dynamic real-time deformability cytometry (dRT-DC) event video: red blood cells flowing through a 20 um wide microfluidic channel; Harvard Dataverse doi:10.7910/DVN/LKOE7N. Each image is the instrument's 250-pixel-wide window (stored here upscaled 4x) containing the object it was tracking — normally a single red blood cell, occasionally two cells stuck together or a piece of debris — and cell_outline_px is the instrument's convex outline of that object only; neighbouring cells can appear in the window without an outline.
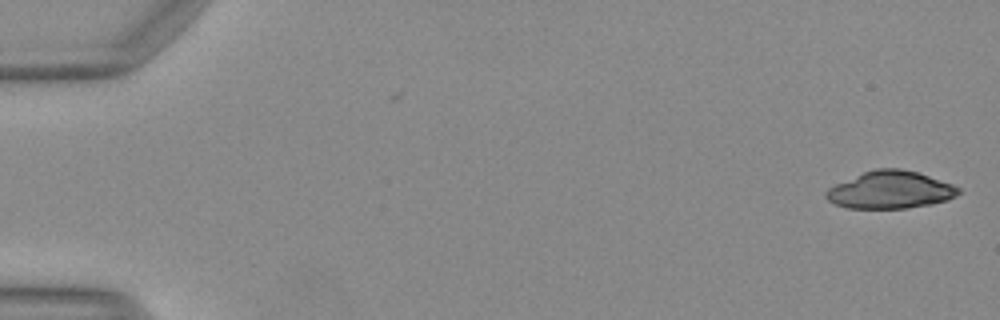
{"species": "Egyptian fruit bat (a non-hibernating species)", "species_latin": "Rousettus aegyptiacus", "temperature_condition": "warm", "stored_images_in_passage": 49, "camera_frame_rate_fps": 3000, "um_per_image_px": 0.085, "animal": {"sex": "female"}, "frame": {"image": 1, "passage_image": 1, "time_ms": 0.0, "image_size_px": [1000, 320], "cell_outline_px": [[960, 192], [956, 196], [948, 200], [932, 204], [908, 208], [848, 208], [836, 204], [828, 200], [824, 196], [824, 192], [828, 188], [836, 184], [864, 172], [876, 168], [900, 168], [916, 172], [952, 184], [960, 188]], "centroid_in_image_um": [75.68, 16.15], "position_along_channel_um": 9.3, "area_um2": 28.73}}
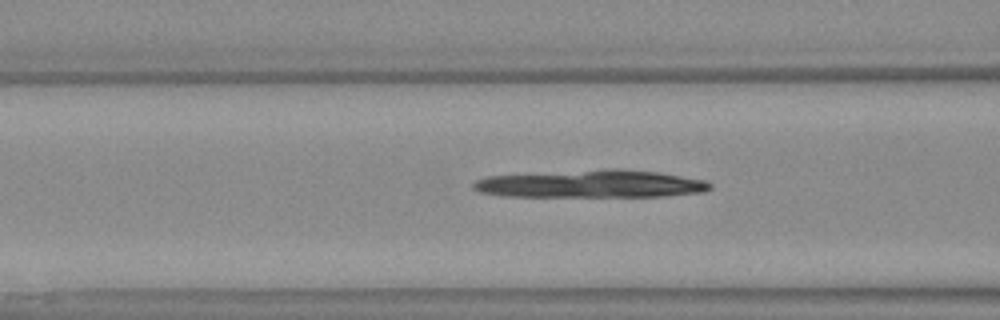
{"frame": {"image": 2, "passage_image": 20, "time_ms": 6.333, "image_size_px": [1000, 320], "cell_outline_px": [[712, 188], [704, 192], [664, 196], [504, 196], [480, 192], [472, 188], [472, 184], [476, 180], [488, 176], [604, 168], [620, 168], [660, 172], [704, 180], [712, 184]], "centroid_in_image_um": [50.27, 15.62], "position_along_channel_um": 116.3, "area_um2": 38.38}}
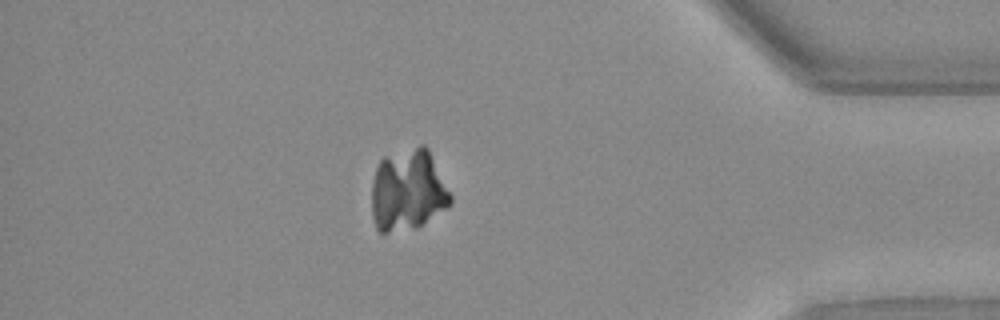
{"frame": {"image": 3, "passage_image": 43, "time_ms": 14.0, "image_size_px": [1000, 320], "cell_outline_px": [[452, 204], [448, 208], [420, 224], [388, 232], [380, 232], [376, 228], [372, 216], [372, 184], [376, 168], [380, 160], [384, 156], [420, 144], [424, 144], [428, 148], [452, 196]], "centroid_in_image_um": [34.67, 16.13], "position_along_channel_um": 400.5, "area_um2": 37.22}}